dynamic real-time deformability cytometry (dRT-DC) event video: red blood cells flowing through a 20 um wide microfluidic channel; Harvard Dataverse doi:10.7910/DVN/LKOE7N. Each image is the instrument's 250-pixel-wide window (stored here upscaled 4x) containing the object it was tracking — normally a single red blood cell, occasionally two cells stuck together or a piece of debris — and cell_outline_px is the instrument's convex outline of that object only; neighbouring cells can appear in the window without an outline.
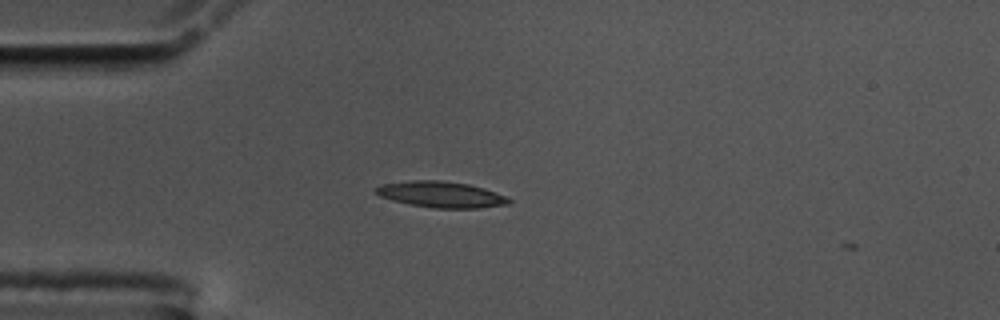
{"species": "common noctule bat (a hibernating species)", "species_latin": "Nyctalus noctula", "temperature_condition": "cold", "stored_images_in_passage": 4, "camera_frame_rate_fps": 3000, "um_per_image_px": 0.085, "animal": {"sex": "male", "body_mass_g": 17.5, "forearm_length_mm": 52.3}, "frame": {"image": 1, "passage_image": 2, "time_ms": 0.333, "image_size_px": [1000, 320], "cell_outline_px": [[512, 200], [508, 204], [480, 208], [432, 208], [392, 200], [380, 196], [372, 192], [380, 184], [412, 180], [440, 180], [468, 184], [484, 188], [504, 196]], "centroid_in_image_um": [37.46, 16.52], "position_along_channel_um": 47.5, "area_um2": 20.11}}